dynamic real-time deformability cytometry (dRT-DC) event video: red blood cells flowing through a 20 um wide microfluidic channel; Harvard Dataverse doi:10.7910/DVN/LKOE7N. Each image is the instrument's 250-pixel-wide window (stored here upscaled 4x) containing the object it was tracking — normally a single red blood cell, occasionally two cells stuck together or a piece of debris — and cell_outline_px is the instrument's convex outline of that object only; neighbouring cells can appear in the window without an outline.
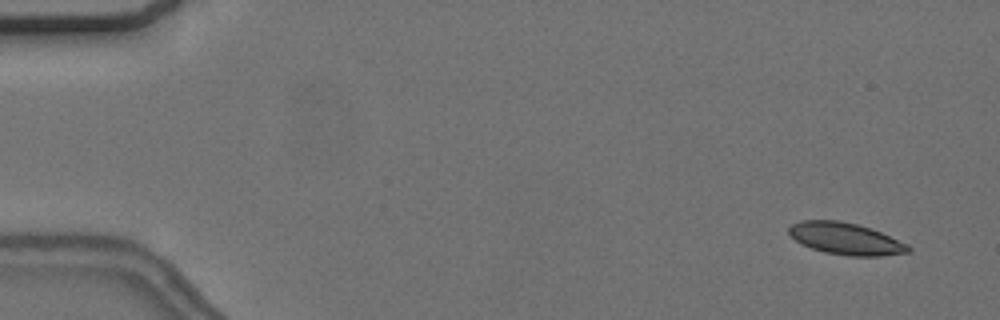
{"species": "common noctule bat (a hibernating species)", "species_latin": "Nyctalus noctula", "temperature_condition": "cold", "stored_images_in_passage": 55, "camera_frame_rate_fps": 3000, "um_per_image_px": 0.085, "animal": {"sex": "female", "body_mass_g": 24.6, "forearm_length_mm": 56.2}, "frame": {"image": 1, "passage_image": 2, "time_ms": 0.333, "image_size_px": [1000, 320], "cell_outline_px": [[912, 252], [880, 256], [848, 256], [824, 252], [800, 244], [788, 232], [788, 228], [792, 224], [800, 220], [840, 220], [856, 224], [880, 232], [908, 244], [912, 248]], "centroid_in_image_um": [71.88, 20.29], "position_along_channel_um": 13.1, "area_um2": 22.2}}
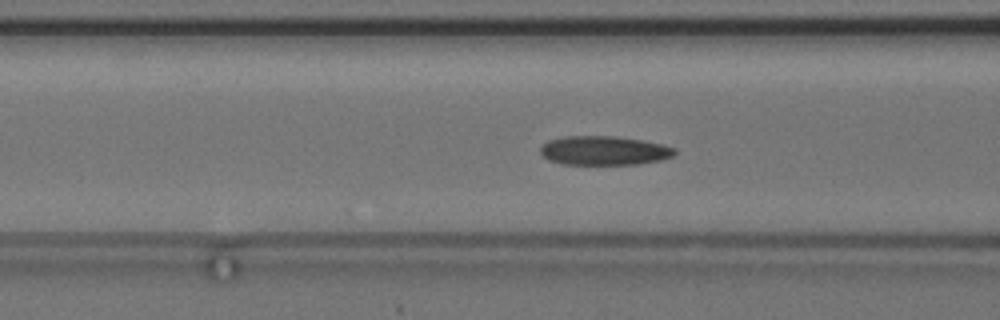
{"frame": {"image": 2, "passage_image": 21, "time_ms": 6.667, "image_size_px": [1000, 320], "cell_outline_px": [[676, 152], [672, 156], [660, 160], [636, 164], [564, 164], [548, 160], [540, 152], [540, 148], [548, 140], [564, 136], [616, 136], [644, 140], [664, 144], [676, 148]], "centroid_in_image_um": [51.36, 12.79], "position_along_channel_um": 115.2, "area_um2": 22.83}}
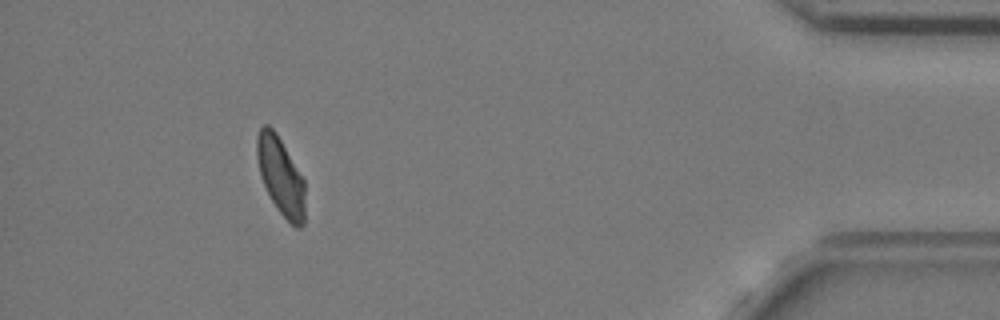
{"frame": {"image": 3, "passage_image": 50, "time_ms": 16.333, "image_size_px": [1000, 320], "cell_outline_px": [[304, 224], [300, 228], [296, 228], [276, 208], [260, 176], [256, 156], [256, 136], [260, 128], [264, 124], [268, 124], [276, 132], [304, 180]], "centroid_in_image_um": [23.84, 14.95], "position_along_channel_um": 411.4, "area_um2": 21.62}, "authors_computed_cell_mechanics": {"area_um2": 22.6576, "velocity_mm_per_s": 3.6714, "shape_relaxation_time_tau1_ms": null, "shape_relaxation_time_tau2_ms": 4.6812, "deformation_change_tau1": null, "deformation_change_tau2": 0.1078}}